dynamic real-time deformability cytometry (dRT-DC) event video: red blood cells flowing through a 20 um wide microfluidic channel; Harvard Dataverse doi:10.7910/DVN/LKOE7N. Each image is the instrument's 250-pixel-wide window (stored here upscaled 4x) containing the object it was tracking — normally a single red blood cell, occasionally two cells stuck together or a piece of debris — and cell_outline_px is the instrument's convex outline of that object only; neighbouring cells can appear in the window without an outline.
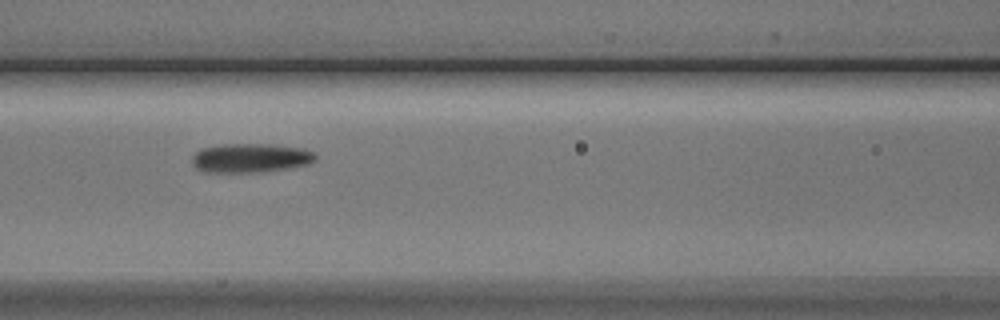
{"species": "Egyptian fruit bat (a non-hibernating species)", "species_latin": "Rousettus aegyptiacus", "temperature_condition": "cold", "stored_images_in_passage": 15, "camera_frame_rate_fps": 3000, "um_per_image_px": 0.085, "animal": {"sex": "male"}, "frame": {"image": 1, "passage_image": 7, "time_ms": 8.0, "image_size_px": [1000, 320], "cell_outline_px": [[316, 160], [308, 164], [288, 168], [264, 172], [204, 172], [196, 168], [192, 164], [192, 156], [200, 148], [224, 144], [272, 144], [304, 148], [312, 152], [316, 156]], "centroid_in_image_um": [21.28, 13.42], "position_along_channel_um": 145.3, "area_um2": 21.1}}
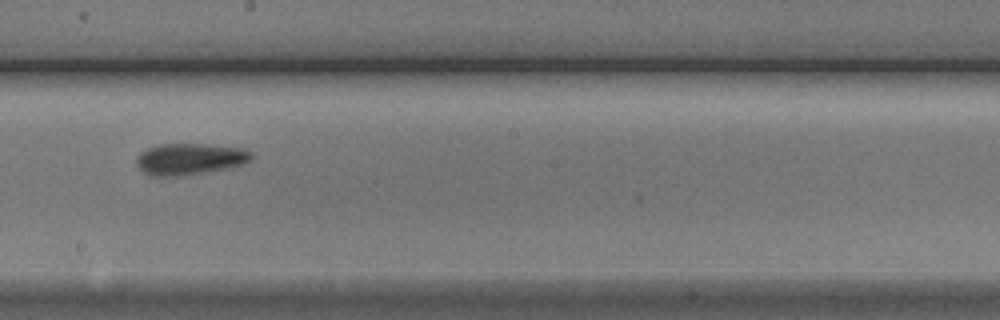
{"frame": {"image": 2, "passage_image": 9, "time_ms": 10.333, "image_size_px": [1000, 320], "cell_outline_px": [[252, 160], [244, 164], [228, 168], [180, 176], [148, 176], [136, 164], [136, 160], [140, 152], [148, 148], [160, 144], [200, 144], [248, 148], [252, 152]], "centroid_in_image_um": [16.16, 13.51], "position_along_channel_um": 232.0, "area_um2": 21.21}}
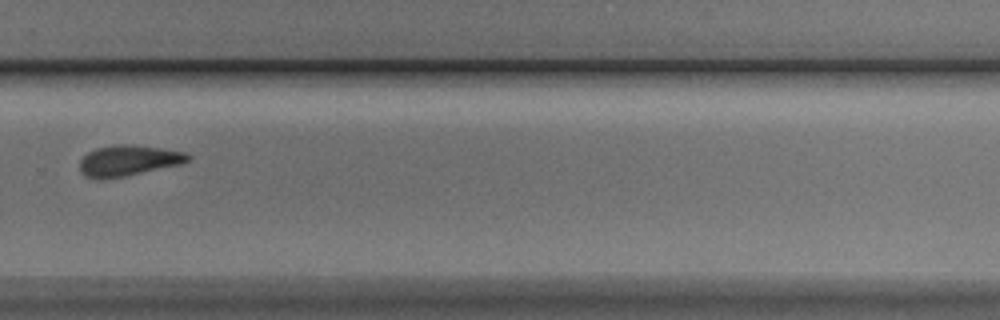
{"frame": {"image": 3, "passage_image": 11, "time_ms": 12.667, "image_size_px": [1000, 320], "cell_outline_px": [[192, 156], [188, 160], [180, 164], [124, 176], [100, 180], [96, 180], [84, 176], [80, 172], [80, 160], [88, 152], [96, 148], [116, 144], [124, 144], [160, 148], [184, 152]], "centroid_in_image_um": [10.85, 13.66], "position_along_channel_um": 319.0, "area_um2": 19.25}, "authors_computed_cell_mechanics": {"area_um2": 19.2474, "velocity_mm_per_s": 3.7166, "shape_relaxation_time_tau1_ms": null, "shape_relaxation_time_tau2_ms": 2.192, "deformation_change_tau1": null, "deformation_change_tau2": 0.0798}}